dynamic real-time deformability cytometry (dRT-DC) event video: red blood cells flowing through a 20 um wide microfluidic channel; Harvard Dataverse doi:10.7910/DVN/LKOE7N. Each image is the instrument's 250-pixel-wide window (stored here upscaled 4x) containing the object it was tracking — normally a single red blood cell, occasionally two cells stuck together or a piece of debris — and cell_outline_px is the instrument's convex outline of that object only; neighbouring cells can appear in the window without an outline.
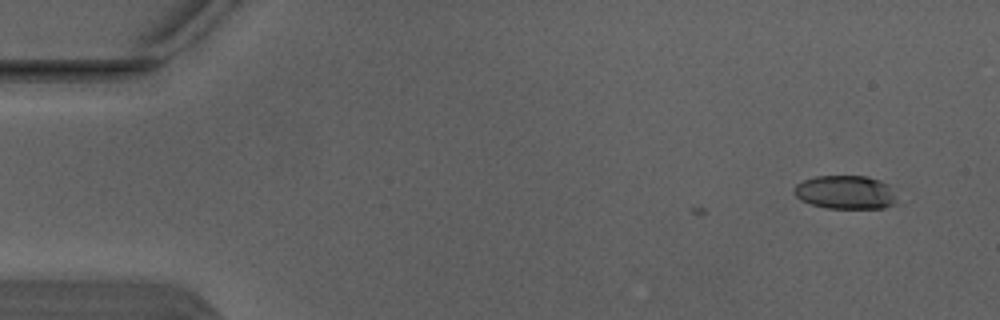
{"species": "Egyptian fruit bat (a non-hibernating species)", "species_latin": "Rousettus aegyptiacus", "temperature_condition": "warm", "stored_images_in_passage": 2, "camera_frame_rate_fps": 3000, "um_per_image_px": 0.085, "animal": {"sex": "male"}, "frame": {"image": 1, "passage_image": 2, "time_ms": 0.333, "image_size_px": [1000, 320], "cell_outline_px": [[896, 204], [884, 208], [828, 208], [812, 204], [800, 200], [792, 192], [796, 184], [804, 180], [816, 176], [868, 176], [880, 180], [888, 184], [896, 196]], "centroid_in_image_um": [71.87, 16.34], "position_along_channel_um": 13.1, "area_um2": 20.23}}